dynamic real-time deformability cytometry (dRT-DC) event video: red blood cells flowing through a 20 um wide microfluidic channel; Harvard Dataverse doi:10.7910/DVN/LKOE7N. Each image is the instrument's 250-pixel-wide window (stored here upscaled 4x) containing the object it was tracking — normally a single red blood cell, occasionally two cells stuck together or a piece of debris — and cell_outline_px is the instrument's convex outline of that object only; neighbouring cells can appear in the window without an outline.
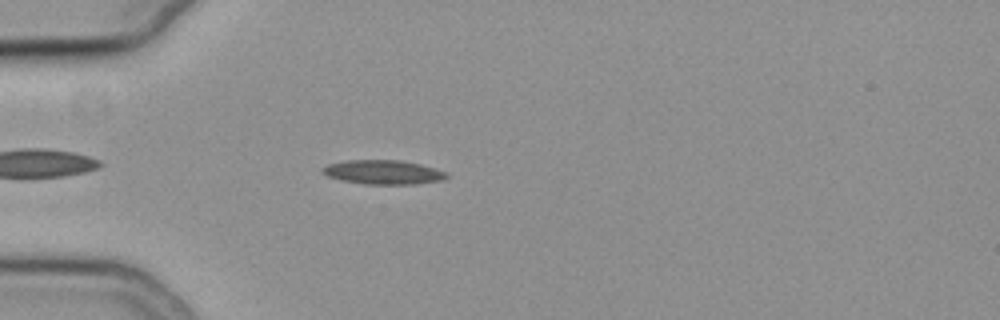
{"species": "common noctule bat (a hibernating species)", "species_latin": "Nyctalus noctula", "temperature_condition": "cold", "stored_images_in_passage": 44, "camera_frame_rate_fps": 3000, "um_per_image_px": 0.085, "animal": {"sex": "female", "body_mass_g": 19.3, "forearm_length_mm": 54.1}, "frame": {"image": 1, "passage_image": 5, "time_ms": 1.333, "image_size_px": [1000, 320], "cell_outline_px": [[448, 176], [444, 180], [416, 184], [364, 184], [340, 180], [328, 176], [320, 172], [320, 168], [328, 164], [348, 160], [400, 160], [420, 164], [448, 172]], "centroid_in_image_um": [32.56, 14.64], "position_along_channel_um": 52.4, "area_um2": 17.63}}
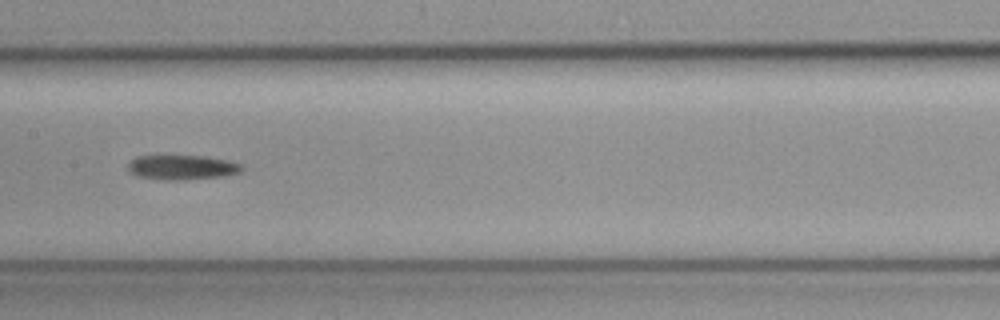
{"frame": {"image": 2, "passage_image": 17, "time_ms": 5.333, "image_size_px": [1000, 320], "cell_outline_px": [[244, 168], [240, 172], [224, 176], [180, 180], [168, 180], [136, 176], [128, 172], [128, 164], [136, 156], [204, 156], [228, 160], [240, 164]], "centroid_in_image_um": [15.46, 14.23], "position_along_channel_um": 191.9, "area_um2": 16.3}}
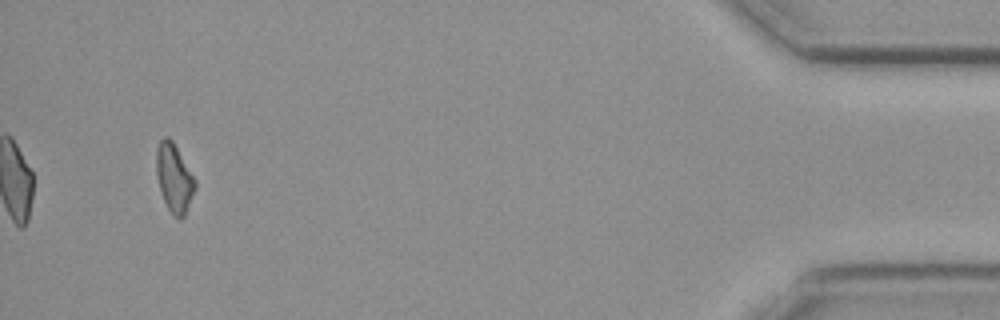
{"frame": {"image": 3, "passage_image": 41, "time_ms": 13.333, "image_size_px": [1000, 320], "cell_outline_px": [[196, 188], [184, 216], [180, 220], [172, 216], [164, 200], [156, 176], [156, 148], [160, 140], [164, 136], [168, 136], [172, 140], [196, 180]], "centroid_in_image_um": [14.8, 15.13], "position_along_channel_um": 420.4, "area_um2": 15.49}}